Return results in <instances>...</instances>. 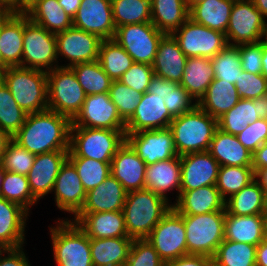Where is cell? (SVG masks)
<instances>
[{
  "instance_id": "5bb4252c",
  "label": "cell",
  "mask_w": 267,
  "mask_h": 266,
  "mask_svg": "<svg viewBox=\"0 0 267 266\" xmlns=\"http://www.w3.org/2000/svg\"><path fill=\"white\" fill-rule=\"evenodd\" d=\"M71 127L125 130V121L106 92L86 95L79 113L72 120Z\"/></svg>"
},
{
  "instance_id": "f546056e",
  "label": "cell",
  "mask_w": 267,
  "mask_h": 266,
  "mask_svg": "<svg viewBox=\"0 0 267 266\" xmlns=\"http://www.w3.org/2000/svg\"><path fill=\"white\" fill-rule=\"evenodd\" d=\"M208 152L220 166L252 167V156L238 140L237 136L217 128L210 142Z\"/></svg>"
},
{
  "instance_id": "e0dca14e",
  "label": "cell",
  "mask_w": 267,
  "mask_h": 266,
  "mask_svg": "<svg viewBox=\"0 0 267 266\" xmlns=\"http://www.w3.org/2000/svg\"><path fill=\"white\" fill-rule=\"evenodd\" d=\"M73 27L95 34L102 40L113 39L116 26L111 0H82L73 17Z\"/></svg>"
},
{
  "instance_id": "680465c9",
  "label": "cell",
  "mask_w": 267,
  "mask_h": 266,
  "mask_svg": "<svg viewBox=\"0 0 267 266\" xmlns=\"http://www.w3.org/2000/svg\"><path fill=\"white\" fill-rule=\"evenodd\" d=\"M213 259L204 255H186L166 261L163 266H212Z\"/></svg>"
},
{
  "instance_id": "6125c7cd",
  "label": "cell",
  "mask_w": 267,
  "mask_h": 266,
  "mask_svg": "<svg viewBox=\"0 0 267 266\" xmlns=\"http://www.w3.org/2000/svg\"><path fill=\"white\" fill-rule=\"evenodd\" d=\"M165 86H166V79L154 74L147 88V92L159 95L160 97L164 98Z\"/></svg>"
},
{
  "instance_id": "7402d4cb",
  "label": "cell",
  "mask_w": 267,
  "mask_h": 266,
  "mask_svg": "<svg viewBox=\"0 0 267 266\" xmlns=\"http://www.w3.org/2000/svg\"><path fill=\"white\" fill-rule=\"evenodd\" d=\"M145 168L146 163L126 141L117 150L110 163L111 175L127 192L145 188Z\"/></svg>"
},
{
  "instance_id": "ab89813d",
  "label": "cell",
  "mask_w": 267,
  "mask_h": 266,
  "mask_svg": "<svg viewBox=\"0 0 267 266\" xmlns=\"http://www.w3.org/2000/svg\"><path fill=\"white\" fill-rule=\"evenodd\" d=\"M256 249V245L224 239L212 259L218 266H256Z\"/></svg>"
},
{
  "instance_id": "816d5d0a",
  "label": "cell",
  "mask_w": 267,
  "mask_h": 266,
  "mask_svg": "<svg viewBox=\"0 0 267 266\" xmlns=\"http://www.w3.org/2000/svg\"><path fill=\"white\" fill-rule=\"evenodd\" d=\"M163 100L166 108L173 117L190 112L197 106V102L193 103L194 99L188 94L185 88L177 82L168 80H166Z\"/></svg>"
},
{
  "instance_id": "603a6c76",
  "label": "cell",
  "mask_w": 267,
  "mask_h": 266,
  "mask_svg": "<svg viewBox=\"0 0 267 266\" xmlns=\"http://www.w3.org/2000/svg\"><path fill=\"white\" fill-rule=\"evenodd\" d=\"M24 13L5 12L0 17V50L7 67H22Z\"/></svg>"
},
{
  "instance_id": "f35d334b",
  "label": "cell",
  "mask_w": 267,
  "mask_h": 266,
  "mask_svg": "<svg viewBox=\"0 0 267 266\" xmlns=\"http://www.w3.org/2000/svg\"><path fill=\"white\" fill-rule=\"evenodd\" d=\"M98 61L112 80H119L134 64L133 58L114 39L101 42Z\"/></svg>"
},
{
  "instance_id": "db71d44e",
  "label": "cell",
  "mask_w": 267,
  "mask_h": 266,
  "mask_svg": "<svg viewBox=\"0 0 267 266\" xmlns=\"http://www.w3.org/2000/svg\"><path fill=\"white\" fill-rule=\"evenodd\" d=\"M154 76L152 65L134 63L118 81L138 91L141 94L147 92V88Z\"/></svg>"
},
{
  "instance_id": "9c48e42d",
  "label": "cell",
  "mask_w": 267,
  "mask_h": 266,
  "mask_svg": "<svg viewBox=\"0 0 267 266\" xmlns=\"http://www.w3.org/2000/svg\"><path fill=\"white\" fill-rule=\"evenodd\" d=\"M57 60L56 35L33 23L24 13L22 67L48 72L59 67Z\"/></svg>"
},
{
  "instance_id": "2644e50d",
  "label": "cell",
  "mask_w": 267,
  "mask_h": 266,
  "mask_svg": "<svg viewBox=\"0 0 267 266\" xmlns=\"http://www.w3.org/2000/svg\"><path fill=\"white\" fill-rule=\"evenodd\" d=\"M256 179L260 182L262 185V188L266 192L267 195V167L259 170L256 174Z\"/></svg>"
},
{
  "instance_id": "94428289",
  "label": "cell",
  "mask_w": 267,
  "mask_h": 266,
  "mask_svg": "<svg viewBox=\"0 0 267 266\" xmlns=\"http://www.w3.org/2000/svg\"><path fill=\"white\" fill-rule=\"evenodd\" d=\"M252 167L256 174L259 170L267 167V142L262 144L252 156Z\"/></svg>"
},
{
  "instance_id": "681fc988",
  "label": "cell",
  "mask_w": 267,
  "mask_h": 266,
  "mask_svg": "<svg viewBox=\"0 0 267 266\" xmlns=\"http://www.w3.org/2000/svg\"><path fill=\"white\" fill-rule=\"evenodd\" d=\"M108 93L125 122L133 115L142 97L141 93L118 80H112Z\"/></svg>"
},
{
  "instance_id": "f6af8a7d",
  "label": "cell",
  "mask_w": 267,
  "mask_h": 266,
  "mask_svg": "<svg viewBox=\"0 0 267 266\" xmlns=\"http://www.w3.org/2000/svg\"><path fill=\"white\" fill-rule=\"evenodd\" d=\"M0 197L21 205L27 211L38 201L32 195L28 177L10 171H5Z\"/></svg>"
},
{
  "instance_id": "4fadbf2b",
  "label": "cell",
  "mask_w": 267,
  "mask_h": 266,
  "mask_svg": "<svg viewBox=\"0 0 267 266\" xmlns=\"http://www.w3.org/2000/svg\"><path fill=\"white\" fill-rule=\"evenodd\" d=\"M180 49L189 57L213 58L227 45L226 35L188 18L172 33Z\"/></svg>"
},
{
  "instance_id": "979ff035",
  "label": "cell",
  "mask_w": 267,
  "mask_h": 266,
  "mask_svg": "<svg viewBox=\"0 0 267 266\" xmlns=\"http://www.w3.org/2000/svg\"><path fill=\"white\" fill-rule=\"evenodd\" d=\"M5 13V10L0 7V16H2Z\"/></svg>"
},
{
  "instance_id": "7c38bea8",
  "label": "cell",
  "mask_w": 267,
  "mask_h": 266,
  "mask_svg": "<svg viewBox=\"0 0 267 266\" xmlns=\"http://www.w3.org/2000/svg\"><path fill=\"white\" fill-rule=\"evenodd\" d=\"M146 239L163 262L187 255L184 218L173 207L155 225Z\"/></svg>"
},
{
  "instance_id": "52a82bcc",
  "label": "cell",
  "mask_w": 267,
  "mask_h": 266,
  "mask_svg": "<svg viewBox=\"0 0 267 266\" xmlns=\"http://www.w3.org/2000/svg\"><path fill=\"white\" fill-rule=\"evenodd\" d=\"M184 218L187 255L213 258L224 240L225 211L201 215H182Z\"/></svg>"
},
{
  "instance_id": "d4e9b609",
  "label": "cell",
  "mask_w": 267,
  "mask_h": 266,
  "mask_svg": "<svg viewBox=\"0 0 267 266\" xmlns=\"http://www.w3.org/2000/svg\"><path fill=\"white\" fill-rule=\"evenodd\" d=\"M29 212L21 205L0 197V245L5 249L24 246Z\"/></svg>"
},
{
  "instance_id": "2e32d148",
  "label": "cell",
  "mask_w": 267,
  "mask_h": 266,
  "mask_svg": "<svg viewBox=\"0 0 267 266\" xmlns=\"http://www.w3.org/2000/svg\"><path fill=\"white\" fill-rule=\"evenodd\" d=\"M56 35L57 56H65L70 61L64 67L98 60L101 42L100 37L84 30L71 27Z\"/></svg>"
},
{
  "instance_id": "83f0119b",
  "label": "cell",
  "mask_w": 267,
  "mask_h": 266,
  "mask_svg": "<svg viewBox=\"0 0 267 266\" xmlns=\"http://www.w3.org/2000/svg\"><path fill=\"white\" fill-rule=\"evenodd\" d=\"M172 207L181 215H201L226 211L225 200L216 186H203L190 191H180Z\"/></svg>"
},
{
  "instance_id": "9f6ffc18",
  "label": "cell",
  "mask_w": 267,
  "mask_h": 266,
  "mask_svg": "<svg viewBox=\"0 0 267 266\" xmlns=\"http://www.w3.org/2000/svg\"><path fill=\"white\" fill-rule=\"evenodd\" d=\"M239 142L254 153L262 144L267 142V119H258L248 124L246 129L237 135Z\"/></svg>"
},
{
  "instance_id": "be15d7a7",
  "label": "cell",
  "mask_w": 267,
  "mask_h": 266,
  "mask_svg": "<svg viewBox=\"0 0 267 266\" xmlns=\"http://www.w3.org/2000/svg\"><path fill=\"white\" fill-rule=\"evenodd\" d=\"M256 266H267V239L257 245Z\"/></svg>"
},
{
  "instance_id": "ffe728a7",
  "label": "cell",
  "mask_w": 267,
  "mask_h": 266,
  "mask_svg": "<svg viewBox=\"0 0 267 266\" xmlns=\"http://www.w3.org/2000/svg\"><path fill=\"white\" fill-rule=\"evenodd\" d=\"M56 206L62 210L72 213L74 217L82 209L86 191L74 165L67 159L61 166L54 183Z\"/></svg>"
},
{
  "instance_id": "6da1fadb",
  "label": "cell",
  "mask_w": 267,
  "mask_h": 266,
  "mask_svg": "<svg viewBox=\"0 0 267 266\" xmlns=\"http://www.w3.org/2000/svg\"><path fill=\"white\" fill-rule=\"evenodd\" d=\"M72 121L46 109L27 114L22 127L12 140L34 155L53 151H69Z\"/></svg>"
},
{
  "instance_id": "7dc6e473",
  "label": "cell",
  "mask_w": 267,
  "mask_h": 266,
  "mask_svg": "<svg viewBox=\"0 0 267 266\" xmlns=\"http://www.w3.org/2000/svg\"><path fill=\"white\" fill-rule=\"evenodd\" d=\"M26 117L27 113L19 107L9 88L0 79V129L13 137Z\"/></svg>"
},
{
  "instance_id": "d6a6232c",
  "label": "cell",
  "mask_w": 267,
  "mask_h": 266,
  "mask_svg": "<svg viewBox=\"0 0 267 266\" xmlns=\"http://www.w3.org/2000/svg\"><path fill=\"white\" fill-rule=\"evenodd\" d=\"M235 84L213 79L197 106L215 119L231 110L240 100Z\"/></svg>"
},
{
  "instance_id": "4316f807",
  "label": "cell",
  "mask_w": 267,
  "mask_h": 266,
  "mask_svg": "<svg viewBox=\"0 0 267 266\" xmlns=\"http://www.w3.org/2000/svg\"><path fill=\"white\" fill-rule=\"evenodd\" d=\"M127 191L110 175L99 186L86 193L85 203L79 213L122 211Z\"/></svg>"
},
{
  "instance_id": "c3c4849f",
  "label": "cell",
  "mask_w": 267,
  "mask_h": 266,
  "mask_svg": "<svg viewBox=\"0 0 267 266\" xmlns=\"http://www.w3.org/2000/svg\"><path fill=\"white\" fill-rule=\"evenodd\" d=\"M77 170L86 192L99 186L111 175L110 163L90 158H68Z\"/></svg>"
},
{
  "instance_id": "7bdbcfd3",
  "label": "cell",
  "mask_w": 267,
  "mask_h": 266,
  "mask_svg": "<svg viewBox=\"0 0 267 266\" xmlns=\"http://www.w3.org/2000/svg\"><path fill=\"white\" fill-rule=\"evenodd\" d=\"M86 95L109 92L112 79L104 72L98 60L71 67Z\"/></svg>"
},
{
  "instance_id": "30bf717a",
  "label": "cell",
  "mask_w": 267,
  "mask_h": 266,
  "mask_svg": "<svg viewBox=\"0 0 267 266\" xmlns=\"http://www.w3.org/2000/svg\"><path fill=\"white\" fill-rule=\"evenodd\" d=\"M265 20L252 0H235L225 33L228 45L257 43L267 38Z\"/></svg>"
},
{
  "instance_id": "836d02e7",
  "label": "cell",
  "mask_w": 267,
  "mask_h": 266,
  "mask_svg": "<svg viewBox=\"0 0 267 266\" xmlns=\"http://www.w3.org/2000/svg\"><path fill=\"white\" fill-rule=\"evenodd\" d=\"M225 210L237 216L264 214L267 210V195L260 182L255 178L241 191L226 198Z\"/></svg>"
},
{
  "instance_id": "ac0fdd59",
  "label": "cell",
  "mask_w": 267,
  "mask_h": 266,
  "mask_svg": "<svg viewBox=\"0 0 267 266\" xmlns=\"http://www.w3.org/2000/svg\"><path fill=\"white\" fill-rule=\"evenodd\" d=\"M173 119L163 98L146 92L142 94L133 115L125 122V133L169 128Z\"/></svg>"
},
{
  "instance_id": "277c9868",
  "label": "cell",
  "mask_w": 267,
  "mask_h": 266,
  "mask_svg": "<svg viewBox=\"0 0 267 266\" xmlns=\"http://www.w3.org/2000/svg\"><path fill=\"white\" fill-rule=\"evenodd\" d=\"M217 128V119L198 106L174 117L169 125L179 156L208 151Z\"/></svg>"
},
{
  "instance_id": "d590c367",
  "label": "cell",
  "mask_w": 267,
  "mask_h": 266,
  "mask_svg": "<svg viewBox=\"0 0 267 266\" xmlns=\"http://www.w3.org/2000/svg\"><path fill=\"white\" fill-rule=\"evenodd\" d=\"M235 0H205L189 10V18L212 30L226 33Z\"/></svg>"
},
{
  "instance_id": "ee69618b",
  "label": "cell",
  "mask_w": 267,
  "mask_h": 266,
  "mask_svg": "<svg viewBox=\"0 0 267 266\" xmlns=\"http://www.w3.org/2000/svg\"><path fill=\"white\" fill-rule=\"evenodd\" d=\"M256 178L253 167L244 166H220L216 181V188L221 197H226L241 191Z\"/></svg>"
},
{
  "instance_id": "753ad0ef",
  "label": "cell",
  "mask_w": 267,
  "mask_h": 266,
  "mask_svg": "<svg viewBox=\"0 0 267 266\" xmlns=\"http://www.w3.org/2000/svg\"><path fill=\"white\" fill-rule=\"evenodd\" d=\"M0 7L5 12L14 13V0H0Z\"/></svg>"
},
{
  "instance_id": "003e7915",
  "label": "cell",
  "mask_w": 267,
  "mask_h": 266,
  "mask_svg": "<svg viewBox=\"0 0 267 266\" xmlns=\"http://www.w3.org/2000/svg\"><path fill=\"white\" fill-rule=\"evenodd\" d=\"M37 0H14V13H26Z\"/></svg>"
},
{
  "instance_id": "8992f818",
  "label": "cell",
  "mask_w": 267,
  "mask_h": 266,
  "mask_svg": "<svg viewBox=\"0 0 267 266\" xmlns=\"http://www.w3.org/2000/svg\"><path fill=\"white\" fill-rule=\"evenodd\" d=\"M50 227L53 256L58 266H93L90 238L74 222L68 219Z\"/></svg>"
},
{
  "instance_id": "2a66077c",
  "label": "cell",
  "mask_w": 267,
  "mask_h": 266,
  "mask_svg": "<svg viewBox=\"0 0 267 266\" xmlns=\"http://www.w3.org/2000/svg\"><path fill=\"white\" fill-rule=\"evenodd\" d=\"M264 229H265V239H267V210L264 213Z\"/></svg>"
},
{
  "instance_id": "1f68e13d",
  "label": "cell",
  "mask_w": 267,
  "mask_h": 266,
  "mask_svg": "<svg viewBox=\"0 0 267 266\" xmlns=\"http://www.w3.org/2000/svg\"><path fill=\"white\" fill-rule=\"evenodd\" d=\"M133 240L130 237L90 238L93 266H125Z\"/></svg>"
},
{
  "instance_id": "cb8c5ba5",
  "label": "cell",
  "mask_w": 267,
  "mask_h": 266,
  "mask_svg": "<svg viewBox=\"0 0 267 266\" xmlns=\"http://www.w3.org/2000/svg\"><path fill=\"white\" fill-rule=\"evenodd\" d=\"M72 222L89 238L128 237L122 211L78 213Z\"/></svg>"
},
{
  "instance_id": "e575fe53",
  "label": "cell",
  "mask_w": 267,
  "mask_h": 266,
  "mask_svg": "<svg viewBox=\"0 0 267 266\" xmlns=\"http://www.w3.org/2000/svg\"><path fill=\"white\" fill-rule=\"evenodd\" d=\"M25 14L33 23L54 34L73 27V18L64 11L58 0H37Z\"/></svg>"
},
{
  "instance_id": "484cf974",
  "label": "cell",
  "mask_w": 267,
  "mask_h": 266,
  "mask_svg": "<svg viewBox=\"0 0 267 266\" xmlns=\"http://www.w3.org/2000/svg\"><path fill=\"white\" fill-rule=\"evenodd\" d=\"M187 57L172 34H165L152 63L155 75L180 84Z\"/></svg>"
},
{
  "instance_id": "8c879c8a",
  "label": "cell",
  "mask_w": 267,
  "mask_h": 266,
  "mask_svg": "<svg viewBox=\"0 0 267 266\" xmlns=\"http://www.w3.org/2000/svg\"><path fill=\"white\" fill-rule=\"evenodd\" d=\"M256 8L261 12L263 18H267V0H252Z\"/></svg>"
},
{
  "instance_id": "11e5206c",
  "label": "cell",
  "mask_w": 267,
  "mask_h": 266,
  "mask_svg": "<svg viewBox=\"0 0 267 266\" xmlns=\"http://www.w3.org/2000/svg\"><path fill=\"white\" fill-rule=\"evenodd\" d=\"M8 67L4 64L1 50H0V75L2 72H4Z\"/></svg>"
},
{
  "instance_id": "bcb514c9",
  "label": "cell",
  "mask_w": 267,
  "mask_h": 266,
  "mask_svg": "<svg viewBox=\"0 0 267 266\" xmlns=\"http://www.w3.org/2000/svg\"><path fill=\"white\" fill-rule=\"evenodd\" d=\"M211 65L214 79L236 84L242 72L239 45H227L211 58Z\"/></svg>"
},
{
  "instance_id": "6f0895ef",
  "label": "cell",
  "mask_w": 267,
  "mask_h": 266,
  "mask_svg": "<svg viewBox=\"0 0 267 266\" xmlns=\"http://www.w3.org/2000/svg\"><path fill=\"white\" fill-rule=\"evenodd\" d=\"M239 53L243 71L253 74L262 73V41L240 44Z\"/></svg>"
},
{
  "instance_id": "d6986e66",
  "label": "cell",
  "mask_w": 267,
  "mask_h": 266,
  "mask_svg": "<svg viewBox=\"0 0 267 266\" xmlns=\"http://www.w3.org/2000/svg\"><path fill=\"white\" fill-rule=\"evenodd\" d=\"M180 160L181 191L216 185L220 165L208 151L186 154Z\"/></svg>"
},
{
  "instance_id": "44dd1931",
  "label": "cell",
  "mask_w": 267,
  "mask_h": 266,
  "mask_svg": "<svg viewBox=\"0 0 267 266\" xmlns=\"http://www.w3.org/2000/svg\"><path fill=\"white\" fill-rule=\"evenodd\" d=\"M69 151H53L36 155L27 177L32 195L37 199L51 193L61 166Z\"/></svg>"
},
{
  "instance_id": "34e18365",
  "label": "cell",
  "mask_w": 267,
  "mask_h": 266,
  "mask_svg": "<svg viewBox=\"0 0 267 266\" xmlns=\"http://www.w3.org/2000/svg\"><path fill=\"white\" fill-rule=\"evenodd\" d=\"M202 1H205V0H186V3L188 6V9L190 10L195 4H198Z\"/></svg>"
},
{
  "instance_id": "5b68a950",
  "label": "cell",
  "mask_w": 267,
  "mask_h": 266,
  "mask_svg": "<svg viewBox=\"0 0 267 266\" xmlns=\"http://www.w3.org/2000/svg\"><path fill=\"white\" fill-rule=\"evenodd\" d=\"M125 141V130L71 127L68 158L112 162L117 150Z\"/></svg>"
},
{
  "instance_id": "ba28073f",
  "label": "cell",
  "mask_w": 267,
  "mask_h": 266,
  "mask_svg": "<svg viewBox=\"0 0 267 266\" xmlns=\"http://www.w3.org/2000/svg\"><path fill=\"white\" fill-rule=\"evenodd\" d=\"M48 109L71 121L79 113L86 94L71 67L59 66L47 72Z\"/></svg>"
},
{
  "instance_id": "91938a15",
  "label": "cell",
  "mask_w": 267,
  "mask_h": 266,
  "mask_svg": "<svg viewBox=\"0 0 267 266\" xmlns=\"http://www.w3.org/2000/svg\"><path fill=\"white\" fill-rule=\"evenodd\" d=\"M7 256L0 255V266H30L28 258L26 257L23 246L14 249H6Z\"/></svg>"
},
{
  "instance_id": "3957f363",
  "label": "cell",
  "mask_w": 267,
  "mask_h": 266,
  "mask_svg": "<svg viewBox=\"0 0 267 266\" xmlns=\"http://www.w3.org/2000/svg\"><path fill=\"white\" fill-rule=\"evenodd\" d=\"M0 79L25 113L48 109L47 72L21 66L8 67L1 73Z\"/></svg>"
},
{
  "instance_id": "11a10c76",
  "label": "cell",
  "mask_w": 267,
  "mask_h": 266,
  "mask_svg": "<svg viewBox=\"0 0 267 266\" xmlns=\"http://www.w3.org/2000/svg\"><path fill=\"white\" fill-rule=\"evenodd\" d=\"M235 87L241 99H255L267 94V79L242 70Z\"/></svg>"
},
{
  "instance_id": "89a4df30",
  "label": "cell",
  "mask_w": 267,
  "mask_h": 266,
  "mask_svg": "<svg viewBox=\"0 0 267 266\" xmlns=\"http://www.w3.org/2000/svg\"><path fill=\"white\" fill-rule=\"evenodd\" d=\"M12 140V137L0 129V158L3 155L8 143Z\"/></svg>"
},
{
  "instance_id": "8d00e7d4",
  "label": "cell",
  "mask_w": 267,
  "mask_h": 266,
  "mask_svg": "<svg viewBox=\"0 0 267 266\" xmlns=\"http://www.w3.org/2000/svg\"><path fill=\"white\" fill-rule=\"evenodd\" d=\"M189 18L186 0H152L151 23L161 32L172 34Z\"/></svg>"
},
{
  "instance_id": "74e56055",
  "label": "cell",
  "mask_w": 267,
  "mask_h": 266,
  "mask_svg": "<svg viewBox=\"0 0 267 266\" xmlns=\"http://www.w3.org/2000/svg\"><path fill=\"white\" fill-rule=\"evenodd\" d=\"M214 79L211 59L205 57L187 58L180 85L198 102Z\"/></svg>"
},
{
  "instance_id": "f1b7e54d",
  "label": "cell",
  "mask_w": 267,
  "mask_h": 266,
  "mask_svg": "<svg viewBox=\"0 0 267 266\" xmlns=\"http://www.w3.org/2000/svg\"><path fill=\"white\" fill-rule=\"evenodd\" d=\"M145 188L168 199L167 192L176 189L178 199L181 191V160L180 156L158 161L145 168Z\"/></svg>"
},
{
  "instance_id": "e7e4bbea",
  "label": "cell",
  "mask_w": 267,
  "mask_h": 266,
  "mask_svg": "<svg viewBox=\"0 0 267 266\" xmlns=\"http://www.w3.org/2000/svg\"><path fill=\"white\" fill-rule=\"evenodd\" d=\"M82 0H58L59 5L70 16L74 17Z\"/></svg>"
},
{
  "instance_id": "f907efd6",
  "label": "cell",
  "mask_w": 267,
  "mask_h": 266,
  "mask_svg": "<svg viewBox=\"0 0 267 266\" xmlns=\"http://www.w3.org/2000/svg\"><path fill=\"white\" fill-rule=\"evenodd\" d=\"M36 155L11 140L0 158V166L4 171L28 175Z\"/></svg>"
},
{
  "instance_id": "b9fcfbb0",
  "label": "cell",
  "mask_w": 267,
  "mask_h": 266,
  "mask_svg": "<svg viewBox=\"0 0 267 266\" xmlns=\"http://www.w3.org/2000/svg\"><path fill=\"white\" fill-rule=\"evenodd\" d=\"M4 174H5V171L0 166V190H1L2 182H3Z\"/></svg>"
},
{
  "instance_id": "a7ac6f4b",
  "label": "cell",
  "mask_w": 267,
  "mask_h": 266,
  "mask_svg": "<svg viewBox=\"0 0 267 266\" xmlns=\"http://www.w3.org/2000/svg\"><path fill=\"white\" fill-rule=\"evenodd\" d=\"M267 79V38L262 40V73Z\"/></svg>"
},
{
  "instance_id": "b9f144b4",
  "label": "cell",
  "mask_w": 267,
  "mask_h": 266,
  "mask_svg": "<svg viewBox=\"0 0 267 266\" xmlns=\"http://www.w3.org/2000/svg\"><path fill=\"white\" fill-rule=\"evenodd\" d=\"M111 5L116 28L151 22L152 0H111Z\"/></svg>"
},
{
  "instance_id": "f5cc1de1",
  "label": "cell",
  "mask_w": 267,
  "mask_h": 266,
  "mask_svg": "<svg viewBox=\"0 0 267 266\" xmlns=\"http://www.w3.org/2000/svg\"><path fill=\"white\" fill-rule=\"evenodd\" d=\"M163 263L147 239H134L125 266H163Z\"/></svg>"
},
{
  "instance_id": "60d3db41",
  "label": "cell",
  "mask_w": 267,
  "mask_h": 266,
  "mask_svg": "<svg viewBox=\"0 0 267 266\" xmlns=\"http://www.w3.org/2000/svg\"><path fill=\"white\" fill-rule=\"evenodd\" d=\"M258 119L257 105L251 99H240L231 110L217 119V125L222 131L237 136L248 124Z\"/></svg>"
},
{
  "instance_id": "03108f58",
  "label": "cell",
  "mask_w": 267,
  "mask_h": 266,
  "mask_svg": "<svg viewBox=\"0 0 267 266\" xmlns=\"http://www.w3.org/2000/svg\"><path fill=\"white\" fill-rule=\"evenodd\" d=\"M251 100L254 105H257L258 117L261 119H267V94Z\"/></svg>"
},
{
  "instance_id": "9a60e30c",
  "label": "cell",
  "mask_w": 267,
  "mask_h": 266,
  "mask_svg": "<svg viewBox=\"0 0 267 266\" xmlns=\"http://www.w3.org/2000/svg\"><path fill=\"white\" fill-rule=\"evenodd\" d=\"M125 135L126 142L146 163V166L179 156L169 128L142 130L137 133H125Z\"/></svg>"
},
{
  "instance_id": "4dcf8cb0",
  "label": "cell",
  "mask_w": 267,
  "mask_h": 266,
  "mask_svg": "<svg viewBox=\"0 0 267 266\" xmlns=\"http://www.w3.org/2000/svg\"><path fill=\"white\" fill-rule=\"evenodd\" d=\"M224 239L257 246L265 240L264 214L237 216L225 211Z\"/></svg>"
},
{
  "instance_id": "09005b40",
  "label": "cell",
  "mask_w": 267,
  "mask_h": 266,
  "mask_svg": "<svg viewBox=\"0 0 267 266\" xmlns=\"http://www.w3.org/2000/svg\"><path fill=\"white\" fill-rule=\"evenodd\" d=\"M5 248L2 246V245H0V255L2 254V253H5Z\"/></svg>"
},
{
  "instance_id": "8fae6325",
  "label": "cell",
  "mask_w": 267,
  "mask_h": 266,
  "mask_svg": "<svg viewBox=\"0 0 267 266\" xmlns=\"http://www.w3.org/2000/svg\"><path fill=\"white\" fill-rule=\"evenodd\" d=\"M164 35L151 22H146L117 27L113 39L133 58L134 63L152 65Z\"/></svg>"
},
{
  "instance_id": "7a4b0ae2",
  "label": "cell",
  "mask_w": 267,
  "mask_h": 266,
  "mask_svg": "<svg viewBox=\"0 0 267 266\" xmlns=\"http://www.w3.org/2000/svg\"><path fill=\"white\" fill-rule=\"evenodd\" d=\"M171 208L167 199L150 189L127 192L122 212L128 237L146 239Z\"/></svg>"
}]
</instances>
